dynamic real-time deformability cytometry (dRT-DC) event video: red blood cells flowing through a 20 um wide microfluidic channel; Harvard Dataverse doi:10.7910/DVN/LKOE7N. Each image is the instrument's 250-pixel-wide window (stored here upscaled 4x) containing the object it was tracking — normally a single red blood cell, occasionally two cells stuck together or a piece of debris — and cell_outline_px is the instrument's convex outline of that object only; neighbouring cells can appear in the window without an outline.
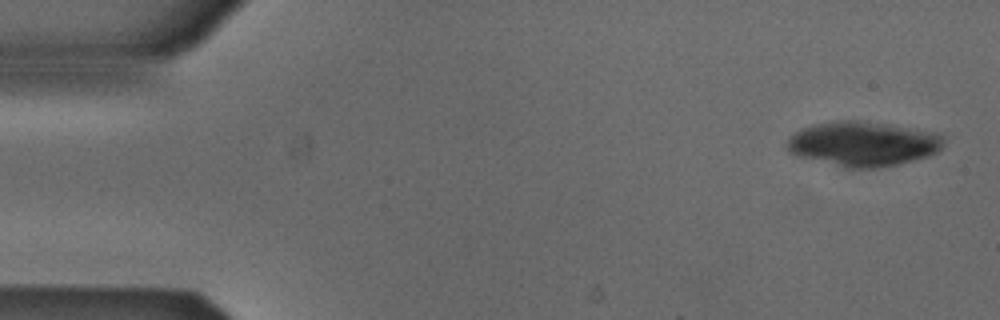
{"species": "Egyptian fruit bat (a non-hibernating species)", "species_latin": "Rousettus aegyptiacus", "temperature_condition": "cold", "stored_images_in_passage": 17, "camera_frame_rate_fps": 3000, "um_per_image_px": 0.085, "animal": {"sex": "male"}, "frame": {"image": 1, "passage_image": 2, "time_ms": 0.333, "image_size_px": [1000, 320], "cell_outline_px": [[944, 144], [936, 152], [928, 156], [880, 168], [844, 168], [796, 156], [788, 148], [788, 140], [800, 128], [816, 124], [836, 120], [856, 120], [908, 128], [932, 132], [944, 136]], "centroid_in_image_um": [73.33, 12.24], "position_along_channel_um": 11.7, "area_um2": 40.4}}